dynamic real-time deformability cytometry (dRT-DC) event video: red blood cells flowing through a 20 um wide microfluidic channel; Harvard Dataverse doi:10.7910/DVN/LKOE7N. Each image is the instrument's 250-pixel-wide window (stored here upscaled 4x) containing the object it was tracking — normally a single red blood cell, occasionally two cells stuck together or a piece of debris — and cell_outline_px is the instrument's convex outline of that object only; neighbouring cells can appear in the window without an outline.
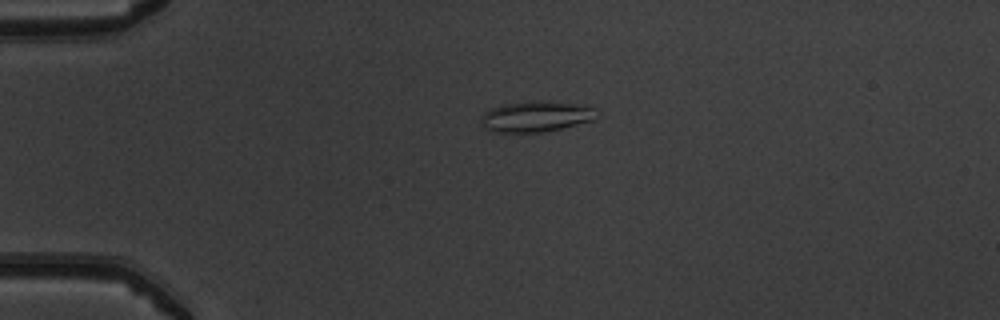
{"species": "common noctule bat (a hibernating species)", "species_latin": "Nyctalus noctula", "temperature_condition": "warm", "stored_images_in_passage": 40, "camera_frame_rate_fps": 3000, "um_per_image_px": 0.085, "animal": {"sex": "male", "body_mass_g": 19.5, "forearm_length_mm": 54.6}, "frame": {"image": 1, "passage_image": 1, "time_ms": 0.0, "image_size_px": [1000, 320], "cell_outline_px": [[596, 120], [544, 132], [492, 132], [484, 128], [480, 120], [480, 116], [484, 112], [492, 108], [504, 104], [524, 100], [552, 100], [584, 104], [596, 108]], "centroid_in_image_um": [45.59, 9.87], "position_along_channel_um": 39.4, "area_um2": 21.44}}
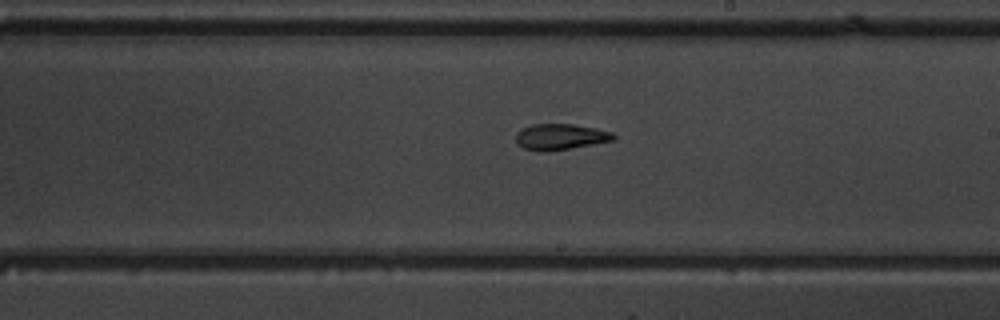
{"frame": {"image": 2, "passage_image": 19, "time_ms": 6.0, "image_size_px": [1000, 320], "cell_outline_px": [[616, 140], [544, 152], [524, 148], [516, 144], [516, 132], [520, 128], [532, 124], [572, 124], [596, 128], [612, 132], [616, 136]], "centroid_in_image_um": [47.61, 11.61], "position_along_channel_um": 241.4, "area_um2": 14.8}}
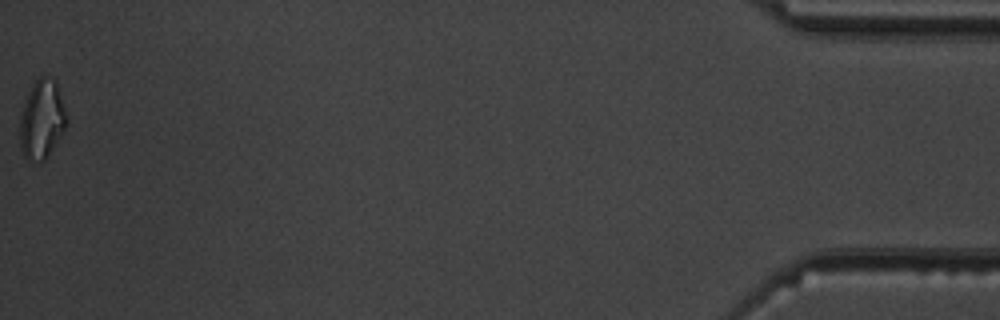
{"frame": {"image": 3, "passage_image": 40, "time_ms": 13.0, "image_size_px": [1000, 320], "cell_outline_px": [[68, 124], [44, 160], [40, 164], [28, 160], [24, 156], [20, 144], [20, 116], [28, 92], [32, 84], [40, 76], [44, 76], [56, 80], [68, 120]], "centroid_in_image_um": [3.56, 10.16], "position_along_channel_um": 431.6, "area_um2": 21.44}, "authors_computed_cell_mechanics": {"area_um2": 15.606, "velocity_mm_per_s": 4.0143, "shape_relaxation_time_tau1_ms": null, "shape_relaxation_time_tau2_ms": 3.5962, "deformation_change_tau1": null, "deformation_change_tau2": 0.1157}}